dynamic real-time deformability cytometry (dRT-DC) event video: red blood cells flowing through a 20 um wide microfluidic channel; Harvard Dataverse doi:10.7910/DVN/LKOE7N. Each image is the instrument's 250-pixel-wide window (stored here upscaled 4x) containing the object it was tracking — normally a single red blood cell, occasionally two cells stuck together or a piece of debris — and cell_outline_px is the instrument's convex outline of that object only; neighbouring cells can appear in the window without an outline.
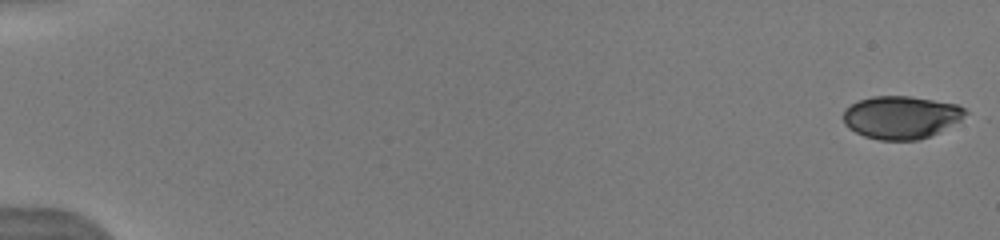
{"species": "human", "species_latin": "Homo sapiens", "temperature_condition": "warm", "stored_images_in_passage": 19, "camera_frame_rate_fps": 3000, "um_per_image_px": 0.085, "donor": {"sex": "male"}, "frame": {"image": 1, "passage_image": 1, "time_ms": 0.0, "image_size_px": [1000, 240], "cell_outline_px": [[968, 112], [960, 120], [928, 136], [916, 140], [880, 140], [864, 136], [848, 128], [844, 124], [844, 108], [860, 100], [872, 96], [912, 96], [956, 104], [964, 108]], "centroid_in_image_um": [76.56, 9.96], "position_along_channel_um": 8.4, "area_um2": 30.17}}
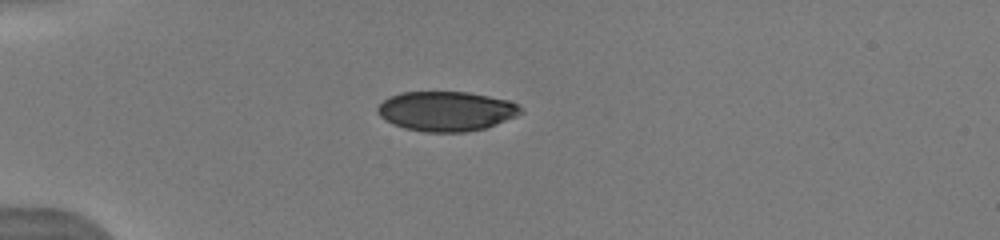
{"frame": {"image": 2, "passage_image": 14, "time_ms": 4.667, "image_size_px": [1000, 240], "cell_outline_px": [[524, 112], [516, 116], [496, 124], [484, 128], [468, 132], [424, 132], [404, 128], [392, 124], [380, 116], [376, 112], [376, 108], [388, 96], [400, 92], [468, 92], [508, 100], [516, 104]], "centroid_in_image_um": [37.89, 9.45], "position_along_channel_um": 47.1, "area_um2": 33.18}}
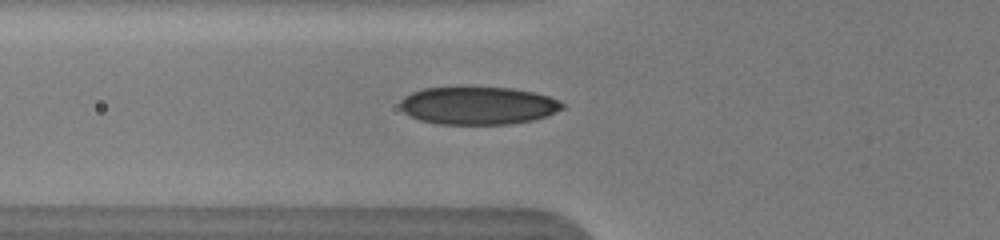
{"frame": {"image": 3, "passage_image": 19, "time_ms": 6.333, "image_size_px": [1000, 240], "cell_outline_px": [[564, 108], [548, 116], [532, 120], [508, 124], [436, 124], [420, 120], [404, 112], [400, 108], [400, 100], [404, 96], [412, 92], [424, 88], [456, 84], [468, 84], [512, 88], [532, 92], [548, 96], [560, 100], [564, 104]], "centroid_in_image_um": [40.6, 8.92], "position_along_channel_um": 85.2, "area_um2": 37.05}}